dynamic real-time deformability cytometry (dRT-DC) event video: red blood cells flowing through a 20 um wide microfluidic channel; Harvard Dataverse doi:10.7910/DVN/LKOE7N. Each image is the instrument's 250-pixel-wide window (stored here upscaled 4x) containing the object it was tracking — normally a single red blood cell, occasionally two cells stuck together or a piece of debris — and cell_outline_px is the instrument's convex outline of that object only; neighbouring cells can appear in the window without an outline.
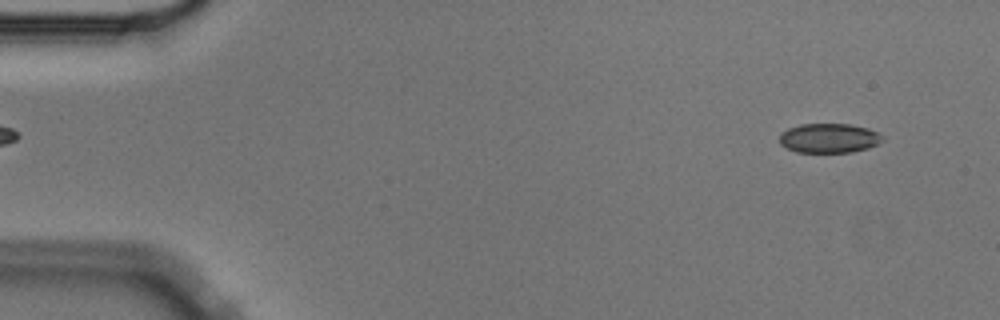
{"species": "Egyptian fruit bat (a non-hibernating species)", "species_latin": "Rousettus aegyptiacus", "temperature_condition": "cold", "stored_images_in_passage": 11, "camera_frame_rate_fps": 3000, "um_per_image_px": 0.085, "animal": {"sex": "male"}, "frame": {"image": 1, "passage_image": 4, "time_ms": 1.0, "image_size_px": [1000, 320], "cell_outline_px": [[884, 140], [868, 148], [852, 152], [796, 152], [780, 144], [780, 132], [788, 128], [800, 124], [852, 124], [868, 128], [884, 136]], "centroid_in_image_um": [70.47, 11.73], "position_along_channel_um": 14.5, "area_um2": 17.74}}